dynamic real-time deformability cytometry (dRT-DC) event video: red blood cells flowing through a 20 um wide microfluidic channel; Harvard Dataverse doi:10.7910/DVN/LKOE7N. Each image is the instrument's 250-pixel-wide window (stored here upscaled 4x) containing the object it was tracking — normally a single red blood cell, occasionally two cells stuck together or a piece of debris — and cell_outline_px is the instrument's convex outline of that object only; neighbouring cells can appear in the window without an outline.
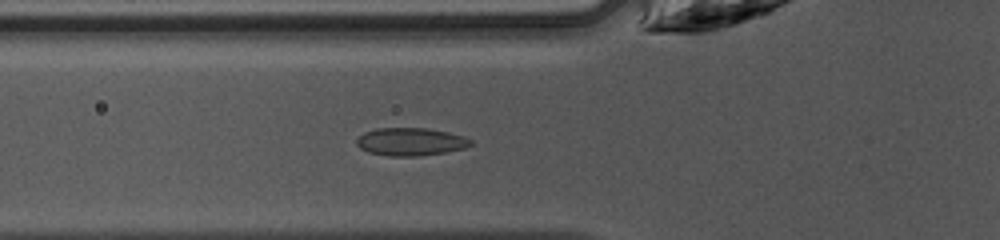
{"species": "common noctule bat (a hibernating species)", "species_latin": "Nyctalus noctula", "temperature_condition": "warm", "stored_images_in_passage": 34, "camera_frame_rate_fps": 3000, "um_per_image_px": 0.085, "animal": {"sex": "female", "body_mass_g": 10.0, "forearm_length_mm": 53.1}, "frame": {"image": 1, "passage_image": 4, "time_ms": 1.0, "image_size_px": [1000, 240], "cell_outline_px": [[472, 144], [464, 148], [444, 152], [420, 156], [388, 156], [368, 152], [360, 148], [356, 144], [356, 140], [364, 132], [376, 128], [428, 128], [448, 132], [464, 136], [472, 140]], "centroid_in_image_um": [34.89, 12.04], "position_along_channel_um": 90.9, "area_um2": 18.55}}
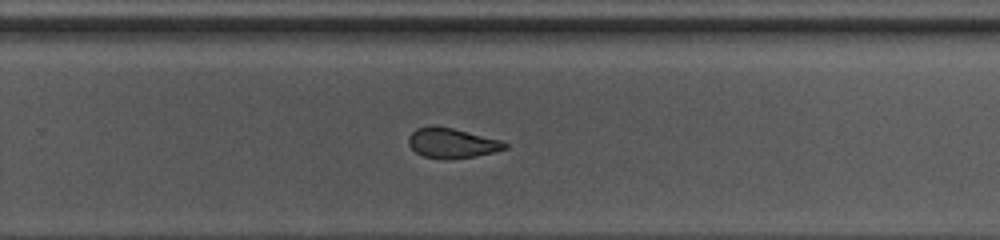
{"frame": {"image": 2, "passage_image": 18, "time_ms": 5.667, "image_size_px": [1000, 240], "cell_outline_px": [[508, 148], [476, 156], [444, 160], [424, 156], [416, 152], [408, 144], [408, 136], [416, 128], [452, 128], [500, 140], [508, 144]], "centroid_in_image_um": [38.42, 12.2], "position_along_channel_um": 291.4, "area_um2": 16.36}}
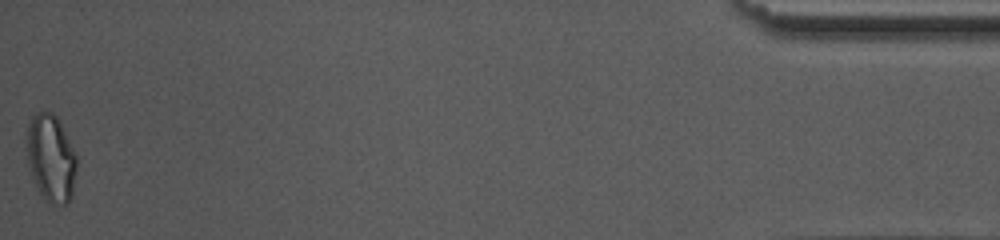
{"frame": {"image": 3, "passage_image": 34, "time_ms": 11.0, "image_size_px": [1000, 240], "cell_outline_px": [[76, 172], [72, 196], [68, 204], [48, 204], [40, 192], [32, 176], [28, 164], [28, 124], [32, 116], [36, 112], [52, 112], [60, 120], [76, 152]], "centroid_in_image_um": [4.37, 13.44], "position_along_channel_um": 430.8, "area_um2": 25.43}, "authors_computed_cell_mechanics": {"area_um2": 18.0625, "velocity_mm_per_s": 4.2747, "shape_relaxation_time_tau1_ms": null, "shape_relaxation_time_tau2_ms": 1.2636, "deformation_change_tau1": null, "deformation_change_tau2": 0.0808}}